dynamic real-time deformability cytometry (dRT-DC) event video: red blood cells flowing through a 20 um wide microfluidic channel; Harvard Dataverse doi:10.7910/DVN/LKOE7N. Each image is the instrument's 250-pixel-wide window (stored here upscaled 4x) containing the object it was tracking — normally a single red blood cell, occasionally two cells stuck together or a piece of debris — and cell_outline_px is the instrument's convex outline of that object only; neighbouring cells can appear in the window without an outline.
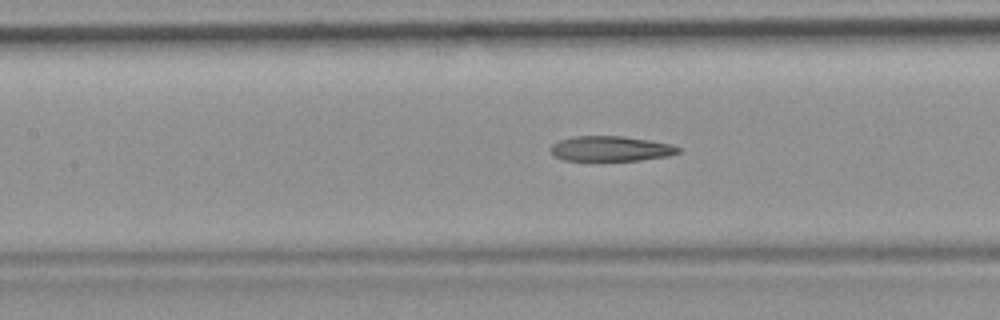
{"species": "common noctule bat (a hibernating species)", "species_latin": "Nyctalus noctula", "temperature_condition": "room temperature", "stored_images_in_passage": 55, "camera_frame_rate_fps": 3000, "um_per_image_px": 0.085, "animal": {"sex": "female", "body_mass_g": 19.9}, "frame": {"image": 1, "passage_image": 24, "time_ms": 7.667, "image_size_px": [1000, 320], "cell_outline_px": [[680, 152], [668, 156], [640, 160], [564, 160], [552, 156], [548, 148], [552, 144], [560, 140], [576, 136], [624, 136], [672, 144], [680, 148]], "centroid_in_image_um": [51.88, 12.63], "position_along_channel_um": 155.5, "area_um2": 18.73}, "authors_computed_cell_mechanics": {"area_um2": 20.4612, "velocity_mm_per_s": 3.7324, "shape_relaxation_time_tau1_ms": null, "shape_relaxation_time_tau2_ms": 5.4261, "deformation_change_tau1": null, "deformation_change_tau2": 0.1788}}